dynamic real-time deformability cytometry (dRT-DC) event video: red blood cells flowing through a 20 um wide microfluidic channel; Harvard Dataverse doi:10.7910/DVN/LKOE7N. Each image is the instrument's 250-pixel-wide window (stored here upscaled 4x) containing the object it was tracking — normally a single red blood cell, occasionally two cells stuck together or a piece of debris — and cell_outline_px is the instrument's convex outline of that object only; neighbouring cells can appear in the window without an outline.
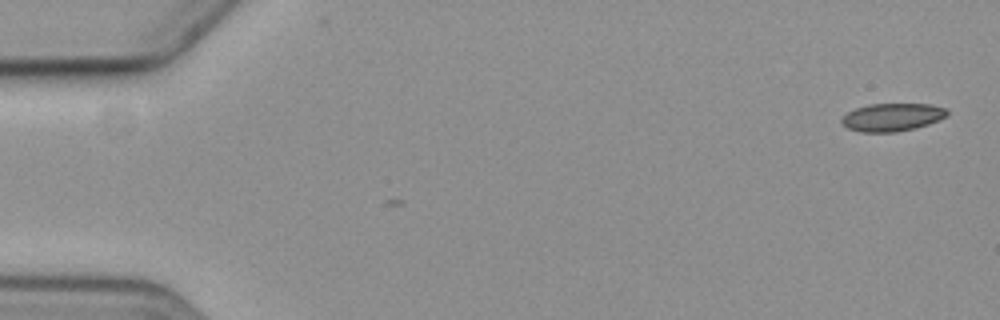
{"species": "common noctule bat (a hibernating species)", "species_latin": "Nyctalus noctula", "temperature_condition": "cold", "stored_images_in_passage": 2, "camera_frame_rate_fps": 3000, "um_per_image_px": 0.085, "animal": {"sex": "female", "body_mass_g": 19.3, "forearm_length_mm": 54.1}, "frame": {"image": 1, "passage_image": 1, "time_ms": 0.0, "image_size_px": [1000, 320], "cell_outline_px": [[948, 116], [928, 124], [896, 132], [860, 132], [848, 128], [840, 120], [848, 112], [856, 108], [868, 104], [928, 104], [944, 108], [948, 112]], "centroid_in_image_um": [75.83, 9.96], "position_along_channel_um": 9.2, "area_um2": 16.94}}